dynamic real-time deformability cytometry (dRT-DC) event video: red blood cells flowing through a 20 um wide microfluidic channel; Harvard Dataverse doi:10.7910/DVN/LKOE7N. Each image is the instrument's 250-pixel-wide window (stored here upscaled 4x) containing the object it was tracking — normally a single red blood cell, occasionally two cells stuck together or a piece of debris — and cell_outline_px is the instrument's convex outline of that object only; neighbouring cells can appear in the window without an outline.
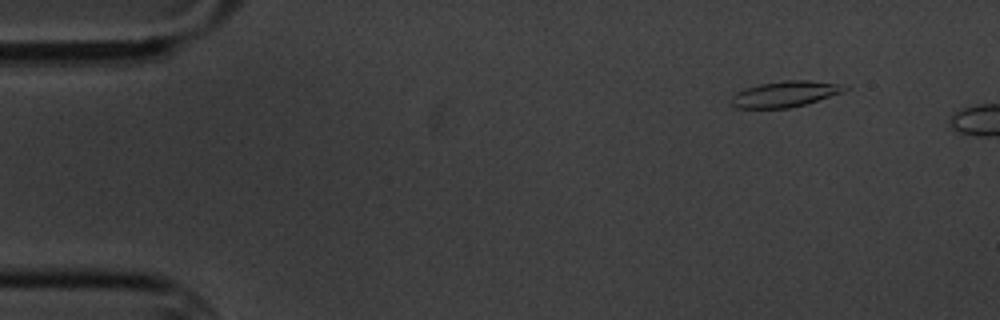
{"species": "common noctule bat (a hibernating species)", "species_latin": "Nyctalus noctula", "temperature_condition": "cold", "stored_images_in_passage": 3, "camera_frame_rate_fps": 3000, "um_per_image_px": 0.085, "animal": {"sex": "male", "body_mass_g": 20.1, "forearm_length_mm": 53.5}, "frame": {"image": 1, "passage_image": 2, "time_ms": 1.0, "image_size_px": [1000, 320], "cell_outline_px": [[848, 88], [844, 92], [804, 104], [788, 108], [736, 108], [732, 104], [732, 96], [736, 92], [744, 88], [760, 84], [784, 80], [808, 80], [848, 84]], "centroid_in_image_um": [66.77, 7.97], "position_along_channel_um": 18.2, "area_um2": 17.17}}